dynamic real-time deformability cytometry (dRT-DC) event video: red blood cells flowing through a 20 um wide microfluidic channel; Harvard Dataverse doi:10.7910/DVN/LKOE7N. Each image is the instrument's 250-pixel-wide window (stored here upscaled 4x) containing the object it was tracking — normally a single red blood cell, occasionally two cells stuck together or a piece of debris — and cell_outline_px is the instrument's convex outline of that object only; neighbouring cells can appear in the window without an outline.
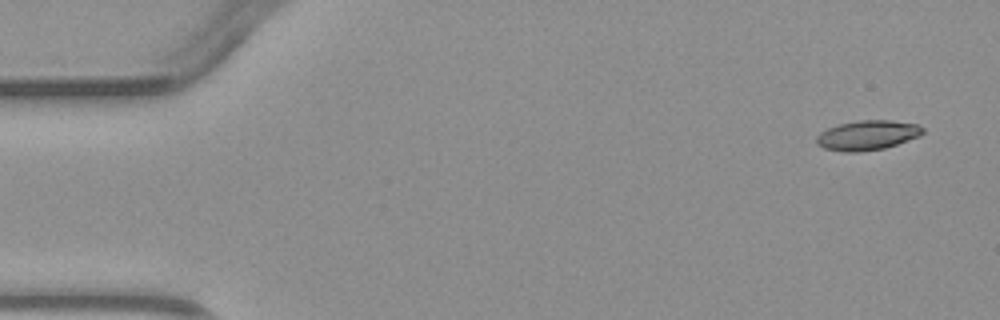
{"species": "common noctule bat (a hibernating species)", "species_latin": "Nyctalus noctula", "temperature_condition": "warm", "stored_images_in_passage": 3, "camera_frame_rate_fps": 3000, "um_per_image_px": 0.085, "animal": {"sex": "male", "body_mass_g": 23.1, "forearm_length_mm": 52.7}, "frame": {"image": 1, "passage_image": 1, "time_ms": 0.0, "image_size_px": [1000, 320], "cell_outline_px": [[924, 132], [920, 136], [884, 148], [860, 152], [844, 152], [824, 148], [816, 144], [816, 136], [820, 132], [828, 128], [840, 124], [860, 120], [892, 120], [920, 124], [924, 128]], "centroid_in_image_um": [73.74, 11.49], "position_along_channel_um": 11.3, "area_um2": 18.5}}